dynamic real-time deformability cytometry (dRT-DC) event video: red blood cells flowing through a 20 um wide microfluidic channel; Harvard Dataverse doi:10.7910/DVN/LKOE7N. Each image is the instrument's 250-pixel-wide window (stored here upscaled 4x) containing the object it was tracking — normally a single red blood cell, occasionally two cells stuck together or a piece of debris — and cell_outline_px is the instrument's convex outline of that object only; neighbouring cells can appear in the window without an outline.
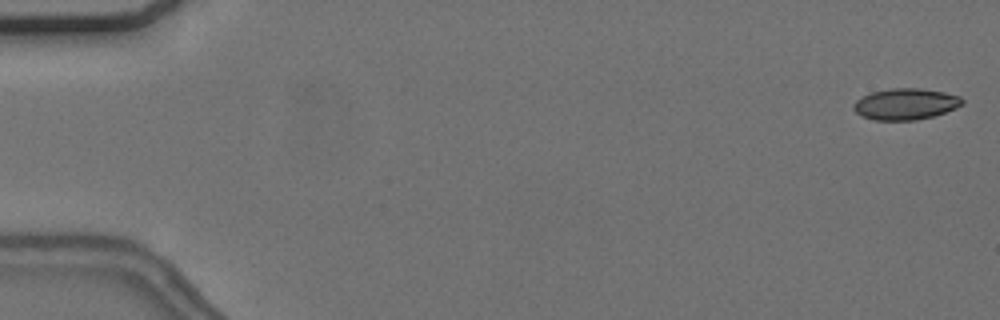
{"species": "common noctule bat (a hibernating species)", "species_latin": "Nyctalus noctula", "temperature_condition": "cold", "stored_images_in_passage": 56, "camera_frame_rate_fps": 3000, "um_per_image_px": 0.085, "animal": {"sex": "female", "body_mass_g": 24.6, "forearm_length_mm": 56.2}, "frame": {"image": 1, "passage_image": 1, "time_ms": 0.0, "image_size_px": [1000, 320], "cell_outline_px": [[964, 104], [956, 108], [932, 116], [916, 120], [872, 120], [860, 116], [852, 108], [852, 104], [856, 100], [872, 92], [892, 88], [920, 88], [944, 92], [960, 96], [964, 100]], "centroid_in_image_um": [76.96, 8.84], "position_along_channel_um": 8.0, "area_um2": 19.88}}
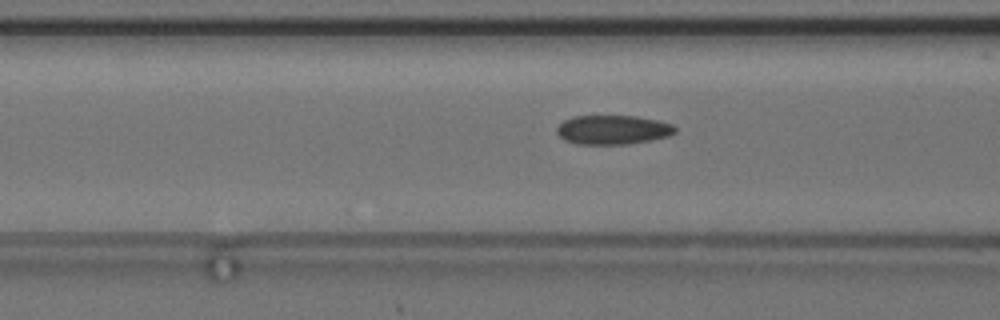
{"frame": {"image": 2, "passage_image": 22, "time_ms": 7.0, "image_size_px": [1000, 320], "cell_outline_px": [[676, 132], [668, 136], [652, 140], [628, 144], [576, 144], [564, 140], [556, 132], [556, 128], [564, 120], [572, 116], [636, 116], [660, 120], [672, 124], [676, 128]], "centroid_in_image_um": [52.1, 11.03], "position_along_channel_um": 114.5, "area_um2": 20.29}}
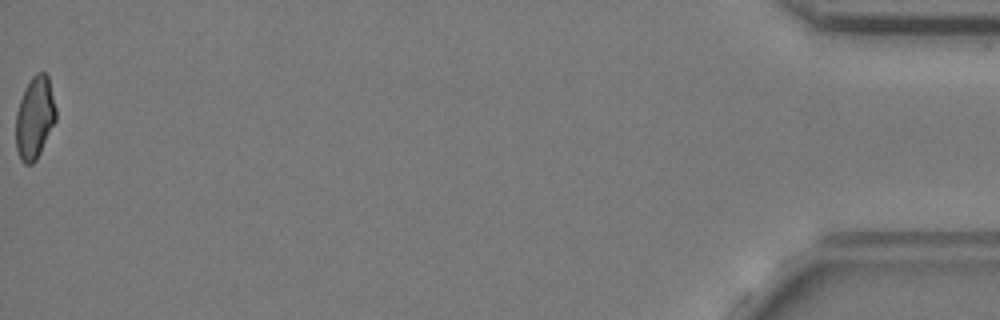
{"frame": {"image": 3, "passage_image": 56, "time_ms": 18.333, "image_size_px": [1000, 320], "cell_outline_px": [[56, 120], [36, 160], [32, 164], [24, 164], [20, 160], [16, 148], [16, 112], [24, 88], [32, 76], [36, 72], [44, 72], [48, 76], [56, 108]], "centroid_in_image_um": [2.94, 10.0], "position_along_channel_um": 432.3, "area_um2": 19.25}, "authors_computed_cell_mechanics": {"area_um2": 20.23, "velocity_mm_per_s": 3.6976, "shape_relaxation_time_tau1_ms": null, "shape_relaxation_time_tau2_ms": 3.6856, "deformation_change_tau1": null, "deformation_change_tau2": 0.1}}